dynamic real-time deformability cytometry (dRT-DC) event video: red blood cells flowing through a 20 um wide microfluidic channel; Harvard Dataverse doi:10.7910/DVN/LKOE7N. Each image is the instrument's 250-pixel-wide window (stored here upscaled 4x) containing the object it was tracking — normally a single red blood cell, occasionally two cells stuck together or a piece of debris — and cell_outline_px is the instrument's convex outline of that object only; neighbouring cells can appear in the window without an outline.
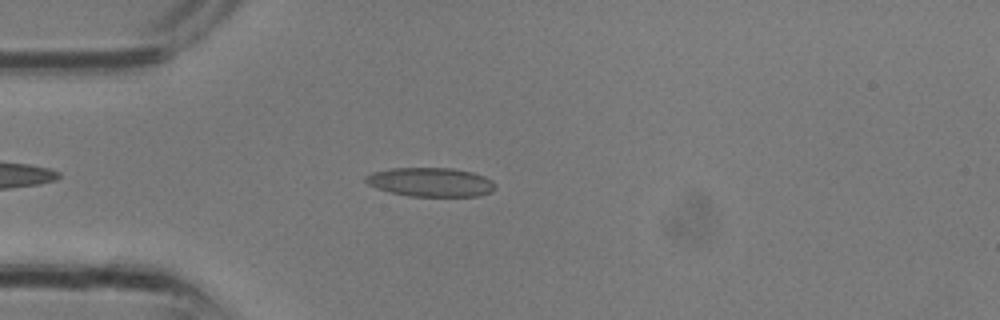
{"species": "common noctule bat (a hibernating species)", "species_latin": "Nyctalus noctula", "temperature_condition": "room temperature", "stored_images_in_passage": 22, "camera_frame_rate_fps": 3000, "um_per_image_px": 0.085, "animal": {"sex": "male", "body_mass_g": 13.3}, "frame": {"image": 1, "passage_image": 3, "time_ms": 0.667, "image_size_px": [1000, 320], "cell_outline_px": [[496, 188], [492, 192], [480, 196], [408, 196], [388, 192], [376, 188], [368, 184], [364, 180], [364, 176], [372, 172], [388, 168], [452, 168], [472, 172], [484, 176], [492, 180], [496, 184]], "centroid_in_image_um": [36.6, 15.48], "position_along_channel_um": 48.4, "area_um2": 22.2}}
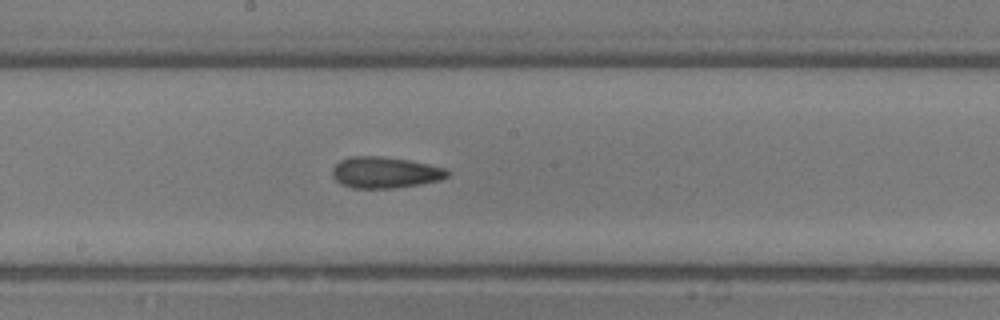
{"frame": {"image": 2, "passage_image": 11, "time_ms": 3.333, "image_size_px": [1000, 320], "cell_outline_px": [[448, 176], [440, 180], [420, 184], [392, 188], [352, 188], [340, 184], [332, 176], [332, 168], [340, 160], [348, 156], [380, 156], [408, 160], [428, 164], [444, 168], [448, 172]], "centroid_in_image_um": [32.68, 14.66], "position_along_channel_um": 215.5, "area_um2": 20.92}}
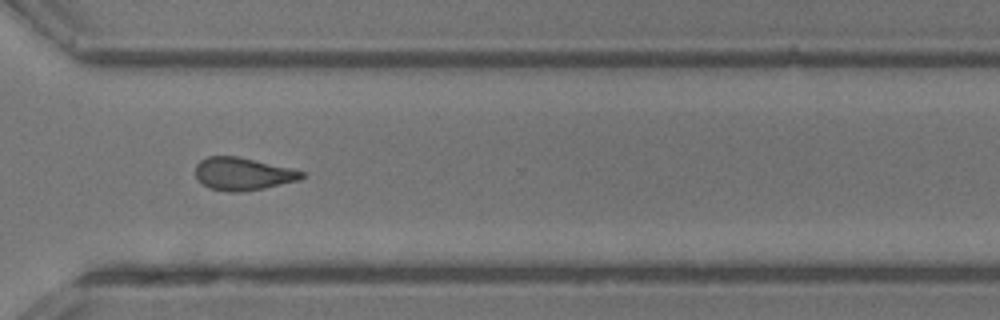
{"frame": {"image": 3, "passage_image": 17, "time_ms": 5.333, "image_size_px": [1000, 320], "cell_outline_px": [[304, 176], [300, 180], [264, 188], [240, 192], [228, 192], [208, 188], [196, 176], [196, 164], [200, 160], [208, 156], [236, 156], [292, 168], [304, 172]], "centroid_in_image_um": [20.64, 14.78], "position_along_channel_um": 350.0, "area_um2": 20.17}}